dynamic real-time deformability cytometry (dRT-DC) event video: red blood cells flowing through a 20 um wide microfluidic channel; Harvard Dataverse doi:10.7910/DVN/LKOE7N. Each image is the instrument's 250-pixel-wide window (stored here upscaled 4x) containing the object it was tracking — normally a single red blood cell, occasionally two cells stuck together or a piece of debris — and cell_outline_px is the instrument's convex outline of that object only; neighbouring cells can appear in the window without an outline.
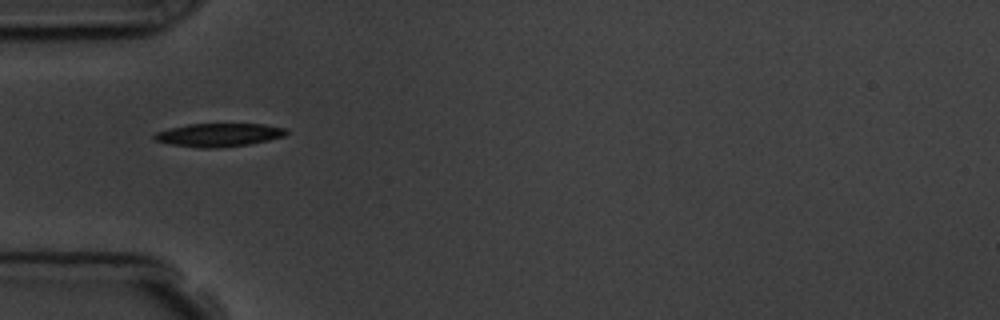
{"species": "common noctule bat (a hibernating species)", "species_latin": "Nyctalus noctula", "temperature_condition": "room temperature", "stored_images_in_passage": 7, "camera_frame_rate_fps": 3000, "um_per_image_px": 0.085, "animal": {"sex": "male", "body_mass_g": 19.5, "forearm_length_mm": 54.6}, "frame": {"image": 1, "passage_image": 6, "time_ms": 6.0, "image_size_px": [1000, 320], "cell_outline_px": [[288, 132], [284, 136], [268, 140], [248, 144], [216, 148], [200, 148], [172, 144], [156, 140], [152, 136], [156, 132], [168, 128], [188, 124], [264, 124], [284, 128]], "centroid_in_image_um": [18.58, 11.46], "position_along_channel_um": 66.4, "area_um2": 17.74}}